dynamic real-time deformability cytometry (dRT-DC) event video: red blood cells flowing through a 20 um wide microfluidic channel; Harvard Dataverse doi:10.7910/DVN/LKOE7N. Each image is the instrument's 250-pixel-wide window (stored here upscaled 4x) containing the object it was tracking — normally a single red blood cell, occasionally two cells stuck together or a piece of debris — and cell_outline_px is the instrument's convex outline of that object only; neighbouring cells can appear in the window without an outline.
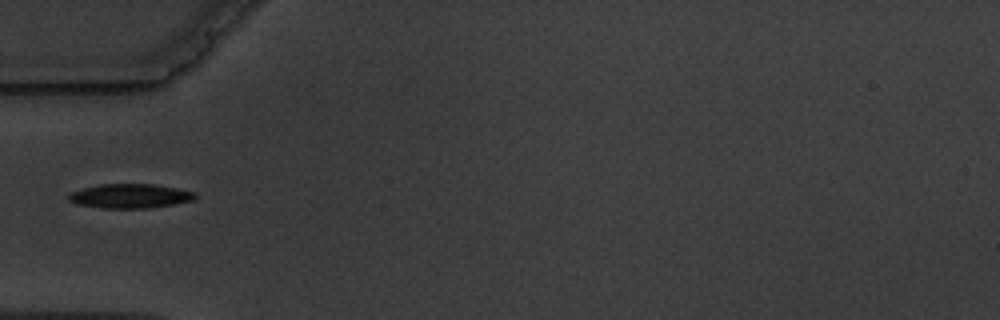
{"species": "common noctule bat (a hibernating species)", "species_latin": "Nyctalus noctula", "temperature_condition": "warm", "stored_images_in_passage": 5, "camera_frame_rate_fps": 3000, "um_per_image_px": 0.085, "animal": {"sex": "male", "body_mass_g": 19.5, "forearm_length_mm": 54.6}, "frame": {"image": 1, "passage_image": 4, "time_ms": 3.667, "image_size_px": [1000, 320], "cell_outline_px": [[196, 196], [192, 200], [172, 204], [148, 208], [100, 208], [76, 204], [68, 200], [68, 192], [96, 184], [152, 184], [176, 188], [196, 192]], "centroid_in_image_um": [10.98, 16.65], "position_along_channel_um": 74.0, "area_um2": 17.98}}
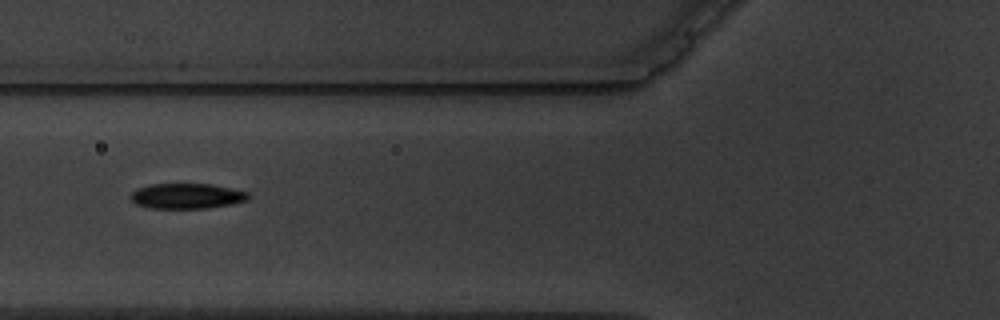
{"frame": {"image": 2, "passage_image": 5, "time_ms": 4.667, "image_size_px": [1000, 320], "cell_outline_px": [[252, 196], [248, 200], [232, 204], [208, 208], [148, 208], [136, 204], [128, 196], [136, 188], [148, 184], [212, 184], [248, 192]], "centroid_in_image_um": [15.87, 16.66], "position_along_channel_um": 109.9, "area_um2": 17.57}}